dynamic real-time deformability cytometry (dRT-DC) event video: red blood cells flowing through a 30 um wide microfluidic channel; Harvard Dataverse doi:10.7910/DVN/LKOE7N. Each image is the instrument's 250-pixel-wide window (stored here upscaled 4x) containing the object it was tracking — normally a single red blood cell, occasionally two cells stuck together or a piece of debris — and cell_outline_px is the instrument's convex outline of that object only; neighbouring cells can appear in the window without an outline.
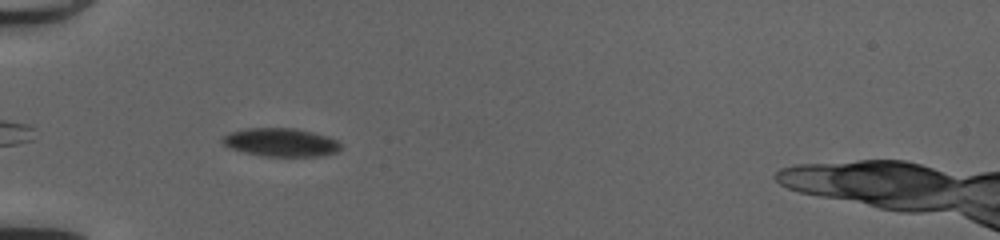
{"species": "common noctule bat (a hibernating species)", "species_latin": "Nyctalus noctula", "temperature_condition": "cold", "stored_images_in_passage": 39, "camera_frame_rate_fps": 3000, "um_per_image_px": 0.085, "animal": {"sex": "female", "body_mass_g": 20.0, "forearm_length_mm": 54.0}, "frame": {"image": 1, "passage_image": 4, "time_ms": 1.0, "image_size_px": [1000, 240], "cell_outline_px": [[340, 148], [336, 152], [324, 156], [264, 156], [244, 152], [232, 148], [224, 144], [220, 140], [220, 136], [232, 132], [248, 128], [296, 128], [328, 136], [336, 140], [340, 144]], "centroid_in_image_um": [23.87, 12.09], "position_along_channel_um": 61.1, "area_um2": 19.48}}
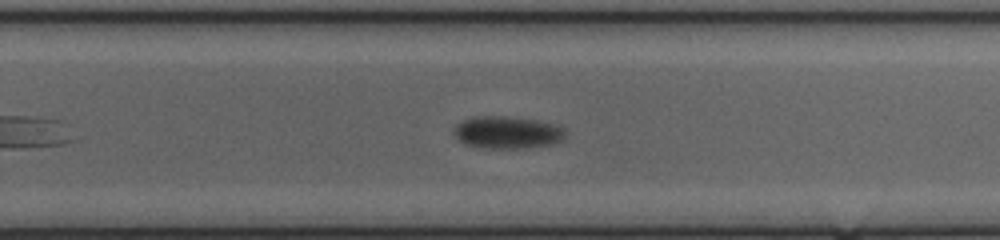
{"frame": {"image": 2, "passage_image": 22, "time_ms": 7.0, "image_size_px": [1000, 240], "cell_outline_px": [[564, 140], [552, 144], [520, 148], [480, 148], [464, 144], [452, 132], [452, 128], [456, 124], [472, 116], [504, 116], [536, 120], [556, 124], [564, 128]], "centroid_in_image_um": [43.09, 11.25], "position_along_channel_um": 286.7, "area_um2": 21.15}}
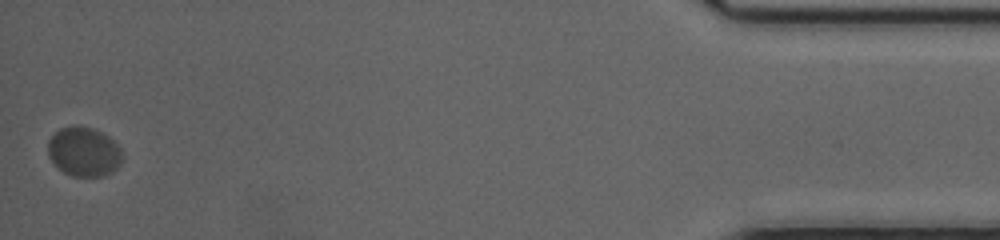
{"frame": {"image": 3, "passage_image": 39, "time_ms": 12.667, "image_size_px": [1000, 240], "cell_outline_px": [[124, 156], [120, 164], [112, 172], [104, 176], [72, 176], [64, 172], [48, 156], [48, 140], [60, 128], [72, 124], [76, 124], [92, 128], [108, 136], [120, 148]], "centroid_in_image_um": [7.14, 12.88], "position_along_channel_um": 428.1, "area_um2": 21.44}, "authors_computed_cell_mechanics": {"area_um2": 21.097, "velocity_mm_per_s": 3.9157, "shape_relaxation_time_tau1_ms": 8.6651, "shape_relaxation_time_tau2_ms": null, "deformation_change_tau1": 0.1468, "deformation_change_tau2": null}}